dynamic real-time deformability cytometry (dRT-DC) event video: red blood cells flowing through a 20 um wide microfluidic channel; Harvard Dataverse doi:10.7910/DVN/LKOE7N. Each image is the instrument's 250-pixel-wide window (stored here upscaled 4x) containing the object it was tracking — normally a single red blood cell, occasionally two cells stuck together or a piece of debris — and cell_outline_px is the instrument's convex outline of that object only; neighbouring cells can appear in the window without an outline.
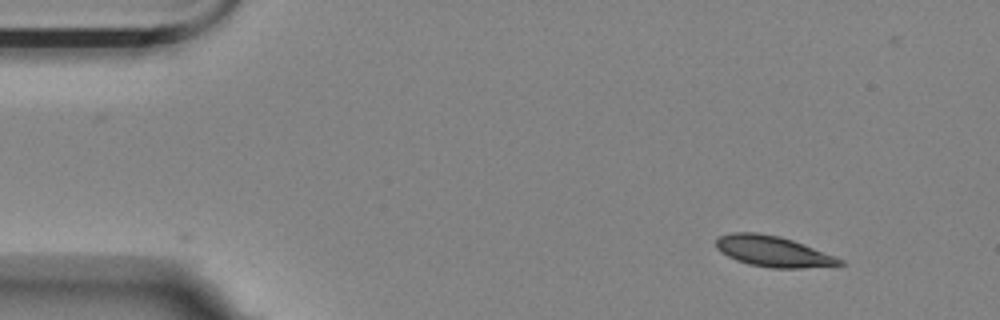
{"species": "Egyptian fruit bat (a non-hibernating species)", "species_latin": "Rousettus aegyptiacus", "temperature_condition": "room temperature", "stored_images_in_passage": 51, "camera_frame_rate_fps": 3000, "um_per_image_px": 0.085, "animal": {"sex": "female"}, "frame": {"image": 1, "passage_image": 1, "time_ms": 0.0, "image_size_px": [1000, 320], "cell_outline_px": [[844, 264], [800, 268], [772, 268], [748, 264], [736, 260], [720, 252], [716, 248], [716, 240], [720, 236], [732, 232], [756, 232], [780, 236], [792, 240], [836, 256], [844, 260]], "centroid_in_image_um": [65.69, 21.36], "position_along_channel_um": 19.3, "area_um2": 22.08}}
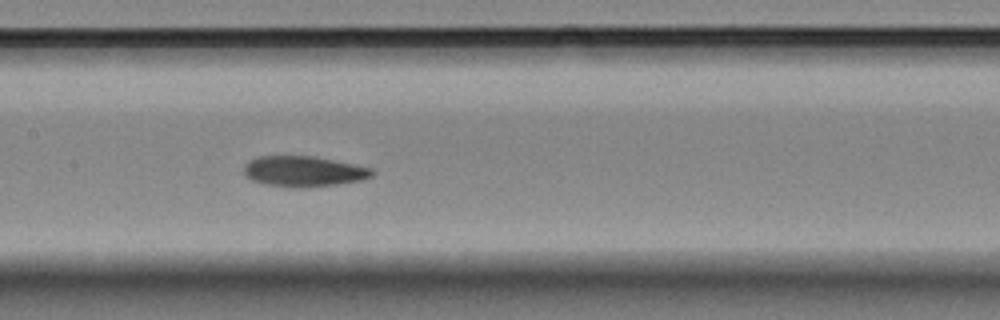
{"frame": {"image": 2, "passage_image": 22, "time_ms": 7.0, "image_size_px": [1000, 320], "cell_outline_px": [[376, 172], [372, 176], [364, 180], [336, 184], [296, 188], [292, 188], [264, 184], [252, 180], [244, 176], [244, 164], [248, 160], [256, 156], [312, 156], [372, 168]], "centroid_in_image_um": [25.77, 14.57], "position_along_channel_um": 181.6, "area_um2": 22.95}}
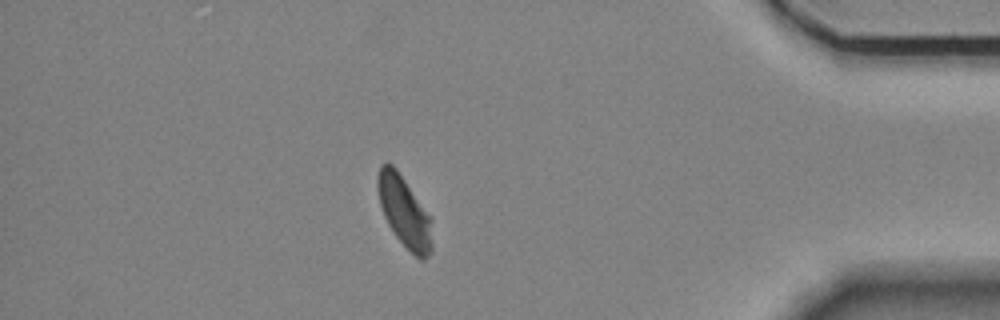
{"frame": {"image": 3, "passage_image": 44, "time_ms": 14.333, "image_size_px": [1000, 320], "cell_outline_px": [[432, 252], [424, 260], [420, 260], [396, 236], [388, 224], [384, 216], [380, 204], [376, 188], [376, 176], [380, 164], [388, 160], [396, 168], [432, 220]], "centroid_in_image_um": [34.34, 17.96], "position_along_channel_um": 400.9, "area_um2": 22.48}, "authors_computed_cell_mechanics": {"area_um2": 22.8888, "velocity_mm_per_s": 3.5271, "shape_relaxation_time_tau1_ms": 5.8701, "shape_relaxation_time_tau2_ms": 3.9968, "deformation_change_tau1": 0.153, "deformation_change_tau2": 0.0802}}